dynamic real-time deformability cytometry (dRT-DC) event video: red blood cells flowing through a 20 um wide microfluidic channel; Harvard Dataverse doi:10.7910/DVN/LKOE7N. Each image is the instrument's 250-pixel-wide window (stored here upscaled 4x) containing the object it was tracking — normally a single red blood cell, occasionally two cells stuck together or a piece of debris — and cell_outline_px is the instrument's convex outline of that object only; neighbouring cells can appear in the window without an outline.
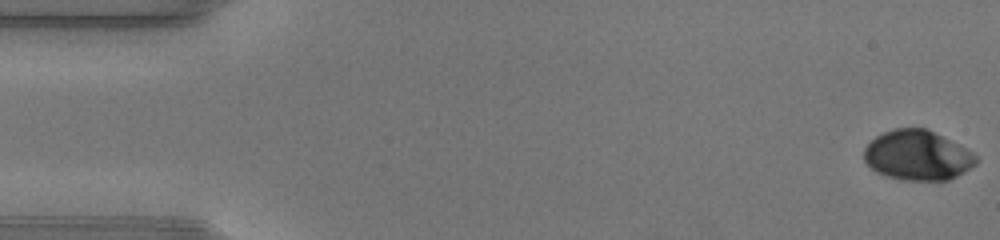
{"species": "human", "species_latin": "Homo sapiens", "temperature_condition": "warm", "stored_images_in_passage": 48, "camera_frame_rate_fps": 3000, "um_per_image_px": 0.085, "donor": {"sex": "male"}, "frame": {"image": 1, "passage_image": 1, "time_ms": 0.0, "image_size_px": [1000, 240], "cell_outline_px": [[976, 164], [964, 172], [948, 180], [904, 180], [888, 176], [876, 172], [864, 160], [864, 148], [876, 136], [892, 128], [924, 128], [960, 144], [972, 152], [976, 156]], "centroid_in_image_um": [77.98, 13.2], "position_along_channel_um": 7.0, "area_um2": 32.37}}
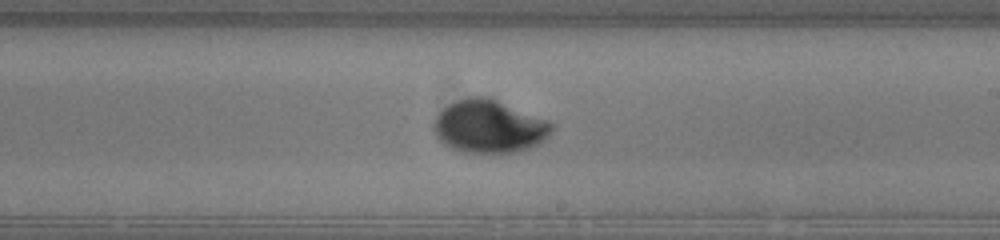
{"frame": {"image": 2, "passage_image": 28, "time_ms": 9.0, "image_size_px": [1000, 240], "cell_outline_px": [[556, 124], [552, 132], [540, 144], [516, 152], [500, 156], [464, 152], [452, 148], [444, 144], [436, 136], [432, 128], [432, 124], [436, 116], [448, 104], [456, 100], [468, 96], [488, 96], [548, 120]], "centroid_in_image_um": [41.59, 10.78], "position_along_channel_um": 247.4, "area_um2": 37.4}}
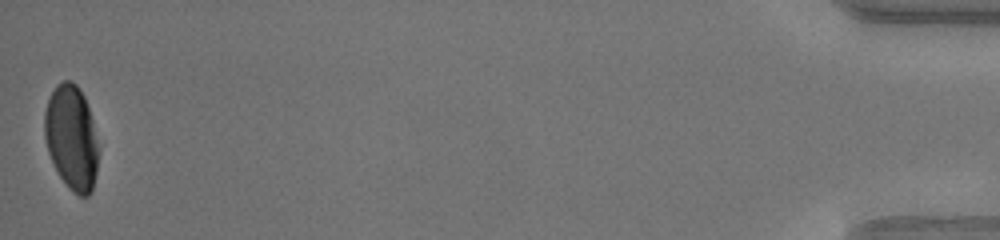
{"frame": {"image": 3, "passage_image": 48, "time_ms": 15.667, "image_size_px": [1000, 240], "cell_outline_px": [[100, 148], [96, 172], [92, 192], [88, 196], [80, 196], [72, 192], [60, 176], [48, 152], [44, 136], [44, 112], [48, 100], [56, 84], [64, 80], [72, 80], [76, 84], [84, 96], [92, 120]], "centroid_in_image_um": [6.09, 11.7], "position_along_channel_um": 429.1, "area_um2": 33.06}, "authors_computed_cell_mechanics": {"area_um2": 34.4199, "velocity_mm_per_s": 4.3158, "shape_relaxation_time_tau1_ms": 3.3389, "shape_relaxation_time_tau2_ms": null, "deformation_change_tau1": 0.1518, "deformation_change_tau2": null}}